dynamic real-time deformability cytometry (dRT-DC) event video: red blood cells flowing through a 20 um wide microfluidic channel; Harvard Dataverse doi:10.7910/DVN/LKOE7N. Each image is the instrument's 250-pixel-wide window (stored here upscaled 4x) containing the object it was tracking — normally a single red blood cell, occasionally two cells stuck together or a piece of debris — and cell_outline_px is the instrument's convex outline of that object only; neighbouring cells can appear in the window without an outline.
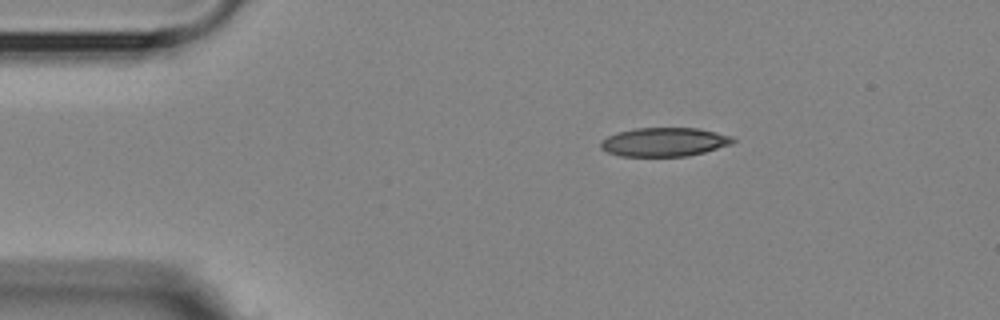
{"species": "Egyptian fruit bat (a non-hibernating species)", "species_latin": "Rousettus aegyptiacus", "temperature_condition": "room temperature", "stored_images_in_passage": 4, "camera_frame_rate_fps": 3000, "um_per_image_px": 0.085, "animal": {"sex": "female"}, "frame": {"image": 1, "passage_image": 1, "time_ms": 0.0, "image_size_px": [1000, 320], "cell_outline_px": [[736, 140], [732, 144], [704, 152], [688, 156], [620, 156], [608, 152], [600, 148], [600, 140], [616, 132], [636, 128], [696, 128], [716, 132], [732, 136]], "centroid_in_image_um": [56.45, 12.07], "position_along_channel_um": 28.6, "area_um2": 22.25}}
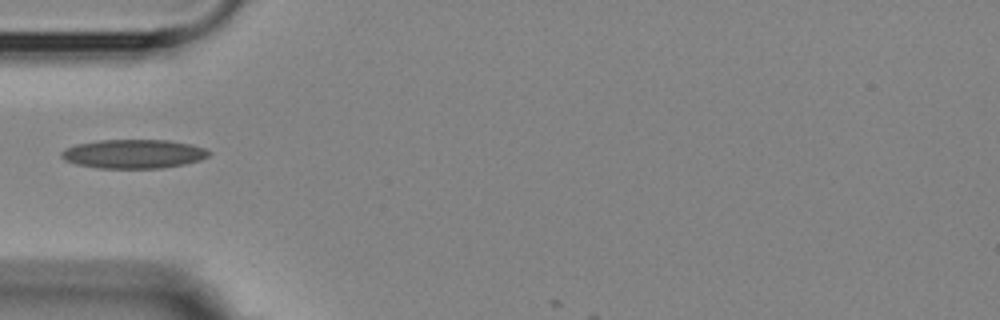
{"frame": {"image": 2, "passage_image": 3, "time_ms": 2.667, "image_size_px": [1000, 320], "cell_outline_px": [[212, 152], [208, 156], [200, 160], [184, 164], [164, 168], [96, 168], [76, 164], [64, 160], [60, 156], [60, 152], [64, 148], [76, 144], [100, 140], [168, 140], [192, 144], [204, 148]], "centroid_in_image_um": [11.34, 13.08], "position_along_channel_um": 73.7, "area_um2": 25.09}}